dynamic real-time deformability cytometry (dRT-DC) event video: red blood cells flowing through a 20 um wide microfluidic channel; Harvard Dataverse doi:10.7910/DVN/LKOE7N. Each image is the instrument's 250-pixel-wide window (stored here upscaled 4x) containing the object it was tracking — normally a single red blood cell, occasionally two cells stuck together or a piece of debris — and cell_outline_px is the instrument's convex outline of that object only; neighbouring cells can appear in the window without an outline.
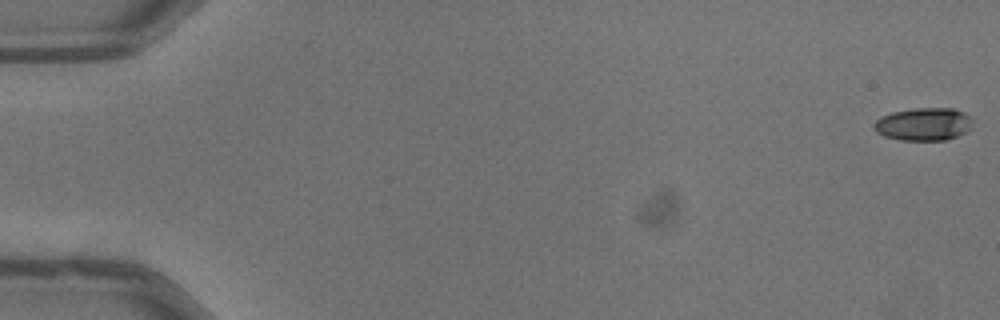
{"species": "common noctule bat (a hibernating species)", "species_latin": "Nyctalus noctula", "temperature_condition": "warm", "stored_images_in_passage": 53, "camera_frame_rate_fps": 3000, "um_per_image_px": 0.085, "animal": {"sex": "male", "body_mass_g": 13.3}, "frame": {"image": 1, "passage_image": 1, "time_ms": 0.0, "image_size_px": [1000, 320], "cell_outline_px": [[968, 128], [964, 132], [956, 136], [944, 140], [900, 140], [884, 136], [876, 132], [872, 128], [872, 124], [880, 116], [892, 112], [912, 108], [952, 108], [964, 112], [968, 116]], "centroid_in_image_um": [78.39, 10.55], "position_along_channel_um": 6.6, "area_um2": 18.67}}
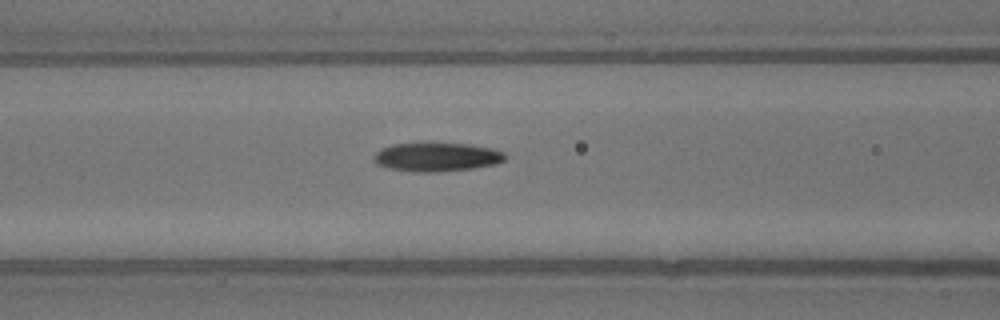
{"frame": {"image": 2, "passage_image": 23, "time_ms": 7.333, "image_size_px": [1000, 320], "cell_outline_px": [[508, 156], [504, 160], [496, 164], [472, 168], [432, 172], [416, 172], [388, 168], [376, 164], [372, 156], [380, 148], [392, 144], [420, 140], [432, 140], [472, 144], [492, 148], [504, 152]], "centroid_in_image_um": [37.09, 13.28], "position_along_channel_um": 129.5, "area_um2": 23.24}}
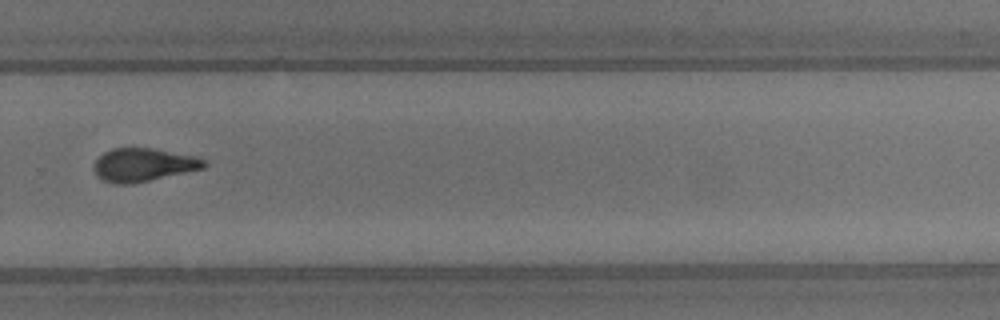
{"frame": {"image": 3, "passage_image": 37, "time_ms": 12.0, "image_size_px": [1000, 320], "cell_outline_px": [[208, 164], [204, 168], [132, 184], [116, 184], [104, 180], [96, 176], [92, 168], [92, 164], [104, 152], [112, 148], [152, 148], [192, 156], [204, 160]], "centroid_in_image_um": [12.12, 14.02], "position_along_channel_um": 317.7, "area_um2": 21.21}, "authors_computed_cell_mechanics": {"area_um2": 21.2126, "velocity_mm_per_s": 4.0444, "shape_relaxation_time_tau1_ms": 4.0883, "shape_relaxation_time_tau2_ms": 3.1628, "deformation_change_tau1": 0.1871, "deformation_change_tau2": 0.1182}}